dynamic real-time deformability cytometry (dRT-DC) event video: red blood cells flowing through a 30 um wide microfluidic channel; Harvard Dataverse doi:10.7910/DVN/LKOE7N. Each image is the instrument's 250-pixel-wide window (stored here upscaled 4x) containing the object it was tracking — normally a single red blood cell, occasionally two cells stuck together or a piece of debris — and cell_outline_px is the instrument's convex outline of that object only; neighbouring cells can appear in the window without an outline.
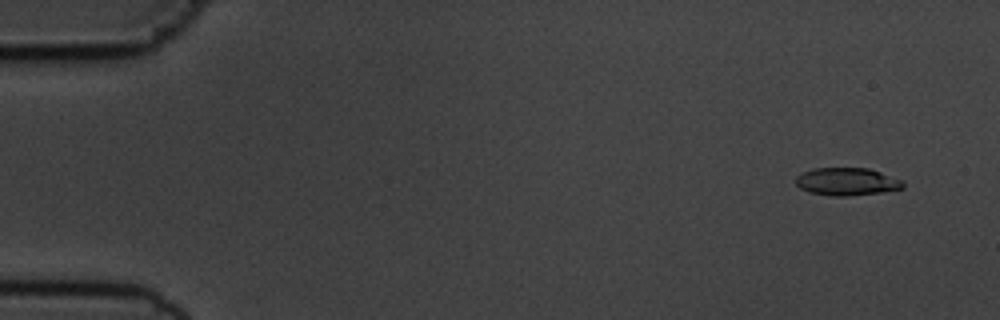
{"species": "common noctule bat (a hibernating species)", "species_latin": "Nyctalus noctula", "temperature_condition": "cold", "stored_images_in_passage": 55, "camera_frame_rate_fps": 3000, "um_per_image_px": 0.085, "animal": {"sex": "male", "body_mass_g": 19.5, "forearm_length_mm": 54.6}, "frame": {"image": 1, "passage_image": 4, "time_ms": 1.0, "image_size_px": [1000, 320], "cell_outline_px": [[904, 188], [880, 192], [848, 196], [832, 196], [808, 192], [800, 188], [796, 184], [796, 176], [812, 168], [868, 168], [880, 172], [900, 180], [904, 184]], "centroid_in_image_um": [71.94, 15.44], "position_along_channel_um": 13.1, "area_um2": 17.17}}
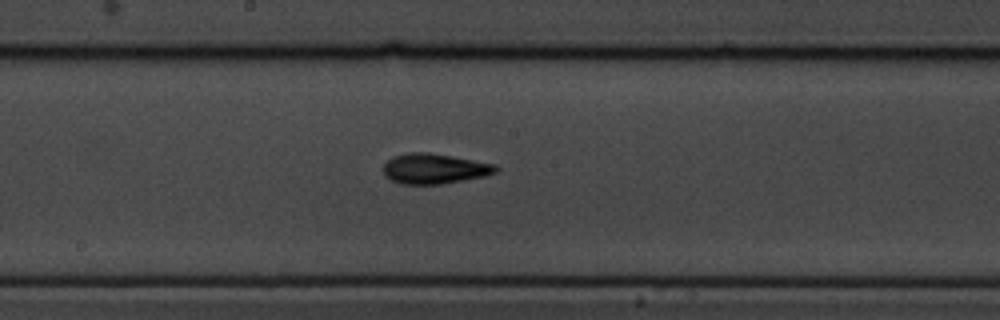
{"frame": {"image": 2, "passage_image": 30, "time_ms": 9.667, "image_size_px": [1000, 320], "cell_outline_px": [[500, 168], [496, 172], [484, 176], [464, 180], [440, 184], [400, 184], [384, 176], [384, 164], [388, 160], [396, 156], [408, 152], [428, 152], [452, 156], [496, 164]], "centroid_in_image_um": [36.94, 14.34], "position_along_channel_um": 211.3, "area_um2": 19.77}}
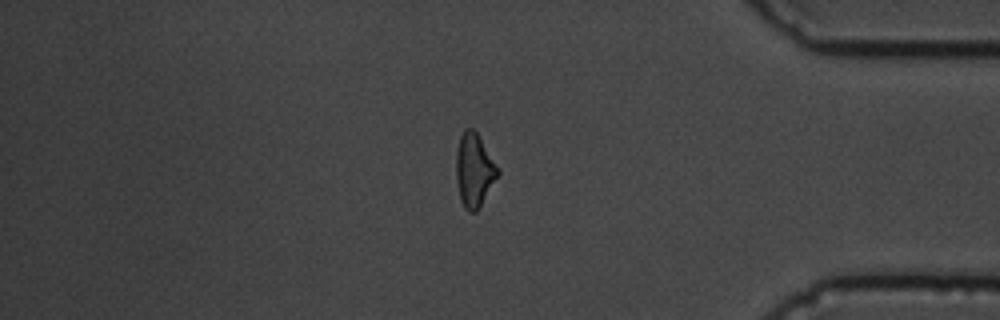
{"frame": {"image": 3, "passage_image": 47, "time_ms": 15.333, "image_size_px": [1000, 320], "cell_outline_px": [[500, 172], [476, 212], [468, 212], [464, 208], [460, 200], [456, 180], [456, 152], [460, 136], [464, 128], [472, 128], [476, 132], [500, 168]], "centroid_in_image_um": [40.3, 14.46], "position_along_channel_um": 394.9, "area_um2": 17.86}, "authors_computed_cell_mechanics": {"area_um2": 18.0336, "velocity_mm_per_s": 3.6784, "shape_relaxation_time_tau1_ms": 2.7378, "shape_relaxation_time_tau2_ms": 3.2275, "deformation_change_tau1": 0.1252, "deformation_change_tau2": 0.1148}}